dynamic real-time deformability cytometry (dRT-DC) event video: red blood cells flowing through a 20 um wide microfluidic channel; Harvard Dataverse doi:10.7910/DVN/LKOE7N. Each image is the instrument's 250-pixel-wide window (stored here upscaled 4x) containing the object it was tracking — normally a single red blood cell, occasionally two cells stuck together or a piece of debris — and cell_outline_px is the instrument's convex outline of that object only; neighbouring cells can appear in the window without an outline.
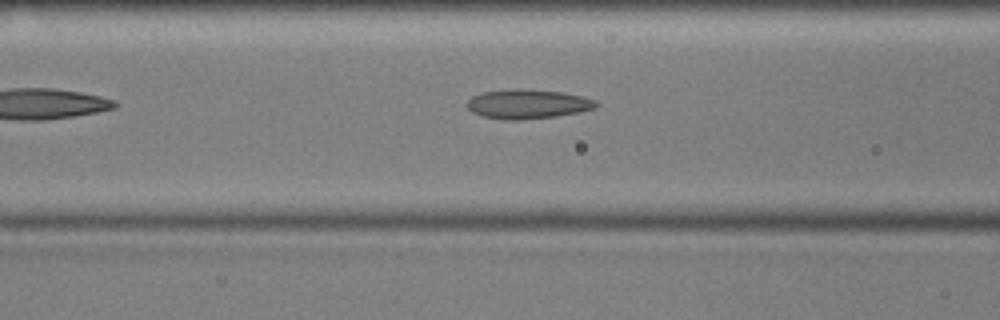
{"species": "common noctule bat (a hibernating species)", "species_latin": "Nyctalus noctula", "temperature_condition": "cold", "stored_images_in_passage": 31, "camera_frame_rate_fps": 3000, "um_per_image_px": 0.085, "animal": {"sex": "male", "body_mass_g": 17.9, "forearm_length_mm": 54.2}, "frame": {"image": 1, "passage_image": 8, "time_ms": 2.333, "image_size_px": [1000, 320], "cell_outline_px": [[600, 104], [596, 108], [580, 112], [556, 116], [520, 120], [504, 120], [484, 116], [472, 112], [468, 108], [468, 100], [472, 96], [480, 92], [516, 88], [520, 88], [560, 92], [584, 96], [596, 100]], "centroid_in_image_um": [44.88, 8.84], "position_along_channel_um": 121.7, "area_um2": 22.25}}
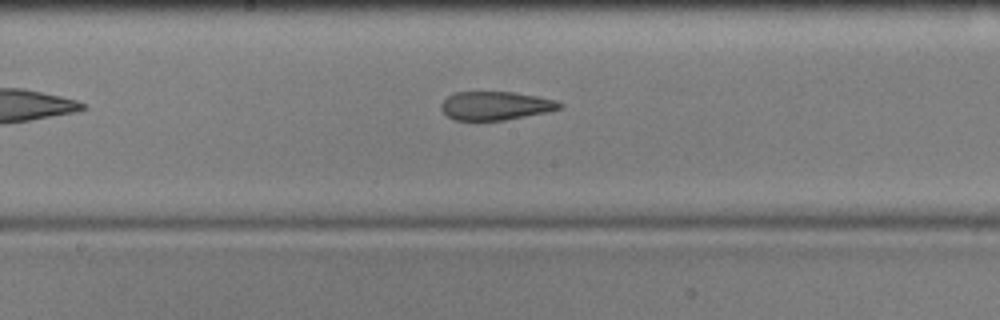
{"frame": {"image": 2, "passage_image": 15, "time_ms": 4.667, "image_size_px": [1000, 320], "cell_outline_px": [[564, 104], [560, 108], [548, 112], [504, 120], [456, 120], [448, 116], [440, 108], [440, 104], [448, 96], [456, 92], [516, 92], [556, 100]], "centroid_in_image_um": [42.13, 8.98], "position_along_channel_um": 206.1, "area_um2": 19.65}}
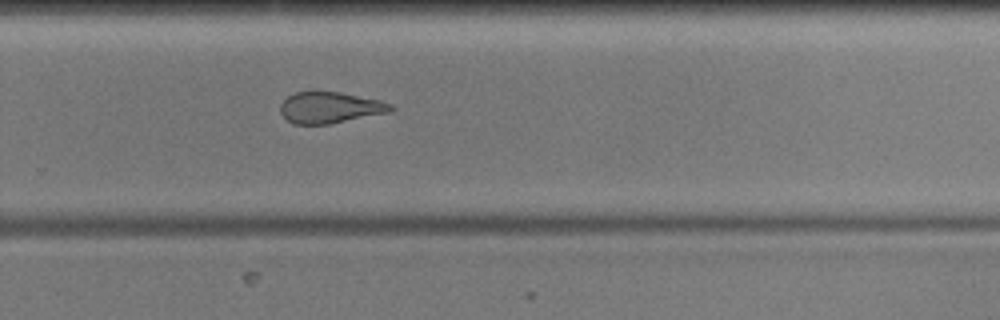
{"frame": {"image": 3, "passage_image": 23, "time_ms": 7.333, "image_size_px": [1000, 320], "cell_outline_px": [[396, 108], [392, 112], [328, 124], [292, 124], [280, 112], [280, 104], [288, 96], [296, 92], [340, 92], [380, 100], [392, 104]], "centroid_in_image_um": [28.09, 9.15], "position_along_channel_um": 301.7, "area_um2": 20.11}}